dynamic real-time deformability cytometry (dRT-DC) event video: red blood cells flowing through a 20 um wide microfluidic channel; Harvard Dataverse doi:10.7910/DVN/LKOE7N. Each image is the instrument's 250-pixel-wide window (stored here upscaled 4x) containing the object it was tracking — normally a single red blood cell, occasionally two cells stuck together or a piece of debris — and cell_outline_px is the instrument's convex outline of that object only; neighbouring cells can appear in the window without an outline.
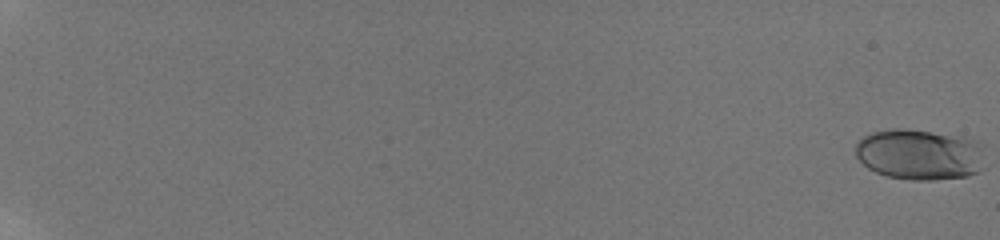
{"species": "human", "species_latin": "Homo sapiens", "temperature_condition": "room temperature", "stored_images_in_passage": 59, "camera_frame_rate_fps": 3000, "um_per_image_px": 0.085, "donor": {"sex": "male"}, "frame": {"image": 1, "passage_image": 1, "time_ms": 0.0, "image_size_px": [1000, 240], "cell_outline_px": [[984, 144], [976, 172], [968, 176], [932, 180], [912, 180], [888, 176], [876, 172], [868, 168], [856, 156], [856, 144], [864, 136], [872, 132], [896, 128], [900, 128], [928, 132], [948, 136]], "centroid_in_image_um": [78.07, 13.15], "position_along_channel_um": 6.9, "area_um2": 37.17}}
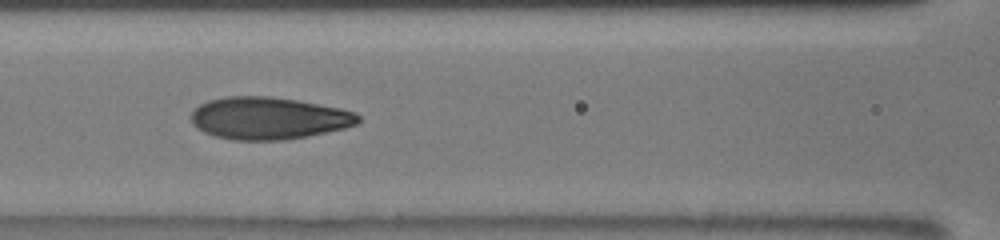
{"frame": {"image": 2, "passage_image": 32, "time_ms": 10.333, "image_size_px": [1000, 240], "cell_outline_px": [[360, 120], [356, 124], [344, 128], [308, 136], [284, 140], [232, 140], [216, 136], [204, 132], [196, 128], [192, 124], [192, 112], [200, 104], [208, 100], [224, 96], [272, 96], [296, 100], [340, 108], [356, 112], [360, 116]], "centroid_in_image_um": [22.82, 10.04], "position_along_channel_um": 143.8, "area_um2": 41.21}}
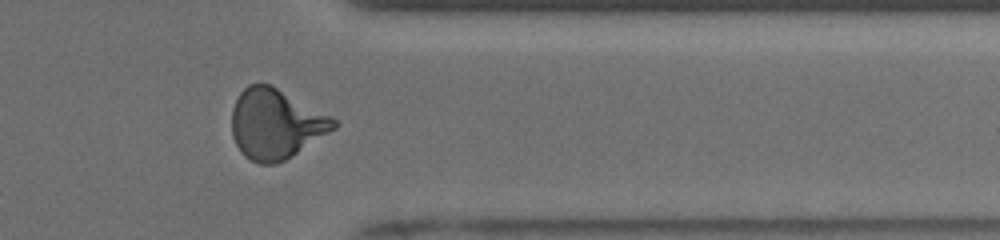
{"frame": {"image": 3, "passage_image": 51, "time_ms": 16.667, "image_size_px": [1000, 240], "cell_outline_px": [[340, 124], [336, 128], [284, 160], [276, 164], [260, 164], [244, 156], [240, 152], [232, 136], [232, 108], [240, 92], [248, 84], [272, 84], [332, 116]], "centroid_in_image_um": [23.43, 10.52], "position_along_channel_um": 388.0, "area_um2": 41.62}, "authors_computed_cell_mechanics": {"area_um2": 39.3618, "velocity_mm_per_s": 3.8879, "shape_relaxation_time_tau1_ms": 6.6235, "shape_relaxation_time_tau2_ms": 0.792, "deformation_change_tau1": 0.2336, "deformation_change_tau2": 0.0668}}